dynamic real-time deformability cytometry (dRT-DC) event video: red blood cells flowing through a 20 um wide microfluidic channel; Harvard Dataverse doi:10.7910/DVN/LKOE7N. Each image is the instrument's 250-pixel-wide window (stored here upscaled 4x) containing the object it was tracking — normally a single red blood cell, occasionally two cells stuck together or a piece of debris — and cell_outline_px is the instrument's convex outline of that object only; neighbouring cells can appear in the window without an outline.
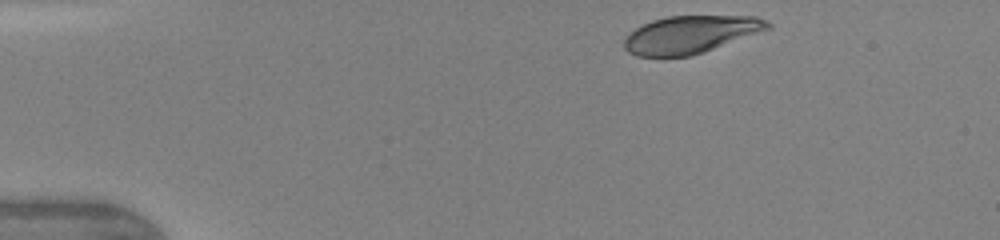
{"species": "human", "species_latin": "Homo sapiens", "temperature_condition": "warm", "stored_images_in_passage": 7, "camera_frame_rate_fps": 3000, "um_per_image_px": 0.085, "donor": {"sex": "female"}, "frame": {"image": 1, "passage_image": 1, "time_ms": 0.0, "image_size_px": [1000, 240], "cell_outline_px": [[772, 28], [704, 52], [692, 56], [636, 56], [628, 52], [624, 48], [624, 40], [636, 28], [652, 20], [668, 16], [756, 16], [768, 20], [772, 24]], "centroid_in_image_um": [58.74, 2.93], "position_along_channel_um": 26.3, "area_um2": 31.39}}
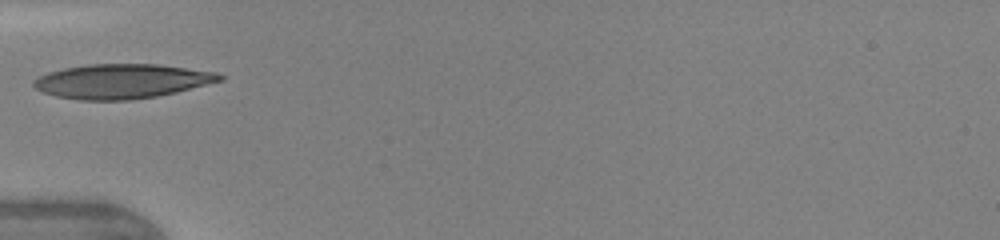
{"frame": {"image": 2, "passage_image": 5, "time_ms": 3.0, "image_size_px": [1000, 240], "cell_outline_px": [[224, 80], [176, 92], [156, 96], [128, 100], [80, 100], [56, 96], [44, 92], [36, 88], [32, 84], [32, 80], [48, 72], [64, 68], [88, 64], [156, 64], [216, 72], [224, 76]], "centroid_in_image_um": [10.35, 6.9], "position_along_channel_um": 74.7, "area_um2": 37.22}}